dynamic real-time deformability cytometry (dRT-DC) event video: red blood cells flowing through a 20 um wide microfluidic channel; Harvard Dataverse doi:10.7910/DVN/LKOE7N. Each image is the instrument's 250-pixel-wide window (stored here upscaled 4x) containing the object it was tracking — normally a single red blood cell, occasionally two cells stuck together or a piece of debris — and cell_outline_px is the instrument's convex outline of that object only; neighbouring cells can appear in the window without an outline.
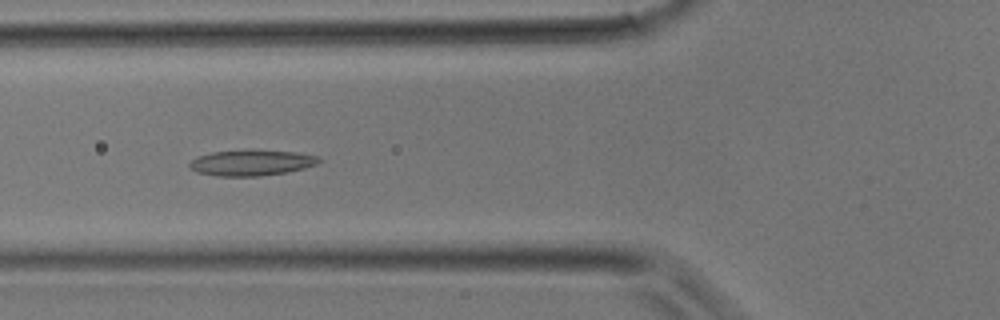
{"species": "common noctule bat (a hibernating species)", "species_latin": "Nyctalus noctula", "temperature_condition": "room temperature", "stored_images_in_passage": 31, "camera_frame_rate_fps": 3000, "um_per_image_px": 0.085, "animal": {"sex": "male", "body_mass_g": 17.9}, "frame": {"image": 1, "passage_image": 12, "time_ms": 3.667, "image_size_px": [1000, 320], "cell_outline_px": [[320, 160], [316, 164], [304, 168], [288, 172], [260, 176], [220, 176], [196, 172], [188, 164], [196, 156], [212, 152], [296, 152], [320, 156]], "centroid_in_image_um": [21.38, 13.87], "position_along_channel_um": 104.4, "area_um2": 18.67}}
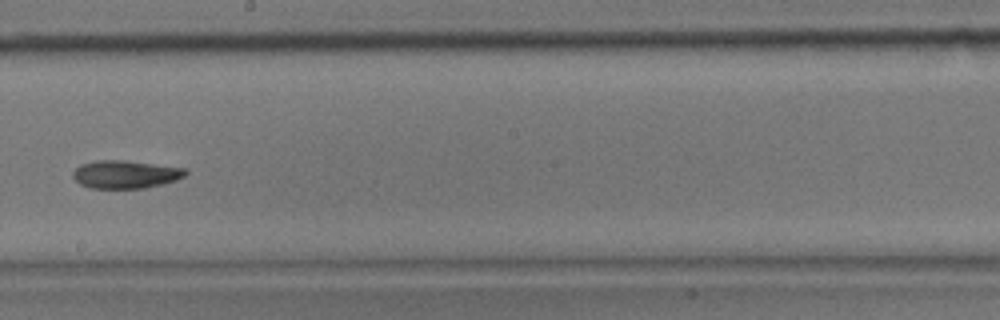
{"frame": {"image": 2, "passage_image": 19, "time_ms": 6.0, "image_size_px": [1000, 320], "cell_outline_px": [[188, 172], [184, 176], [176, 180], [144, 188], [92, 188], [80, 184], [72, 176], [72, 172], [80, 164], [96, 160], [120, 160], [184, 168]], "centroid_in_image_um": [10.62, 14.82], "position_along_channel_um": 237.6, "area_um2": 18.09}}
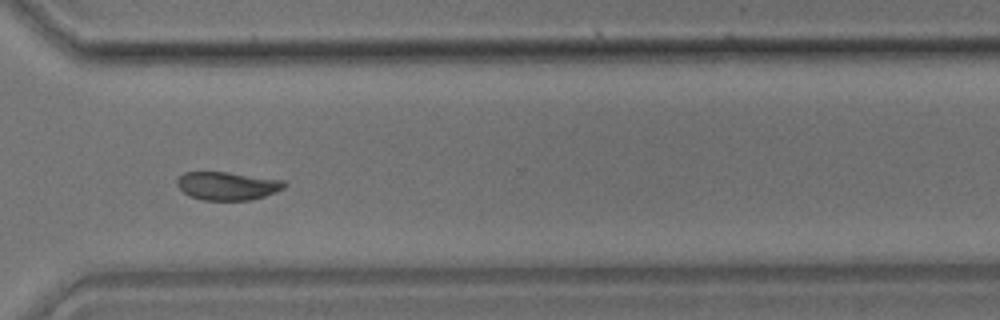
{"frame": {"image": 3, "passage_image": 25, "time_ms": 8.0, "image_size_px": [1000, 320], "cell_outline_px": [[288, 184], [284, 188], [276, 192], [264, 196], [248, 200], [204, 200], [192, 196], [184, 192], [176, 184], [176, 180], [184, 172], [228, 172], [284, 180]], "centroid_in_image_um": [19.36, 15.79], "position_along_channel_um": 351.2, "area_um2": 17.57}}